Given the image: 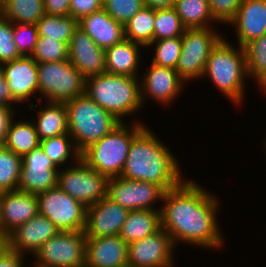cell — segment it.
Listing matches in <instances>:
<instances>
[{"instance_id":"40","label":"cell","mask_w":266,"mask_h":267,"mask_svg":"<svg viewBox=\"0 0 266 267\" xmlns=\"http://www.w3.org/2000/svg\"><path fill=\"white\" fill-rule=\"evenodd\" d=\"M22 57L13 39V23L0 16V66Z\"/></svg>"},{"instance_id":"3","label":"cell","mask_w":266,"mask_h":267,"mask_svg":"<svg viewBox=\"0 0 266 267\" xmlns=\"http://www.w3.org/2000/svg\"><path fill=\"white\" fill-rule=\"evenodd\" d=\"M236 46L223 37L211 50L201 80L209 78L216 89L237 107L245 102L249 77L244 49Z\"/></svg>"},{"instance_id":"21","label":"cell","mask_w":266,"mask_h":267,"mask_svg":"<svg viewBox=\"0 0 266 267\" xmlns=\"http://www.w3.org/2000/svg\"><path fill=\"white\" fill-rule=\"evenodd\" d=\"M1 209L0 229L8 236L39 214L38 197L18 189L4 192Z\"/></svg>"},{"instance_id":"50","label":"cell","mask_w":266,"mask_h":267,"mask_svg":"<svg viewBox=\"0 0 266 267\" xmlns=\"http://www.w3.org/2000/svg\"><path fill=\"white\" fill-rule=\"evenodd\" d=\"M3 194L4 192L0 191V218H1V211H2L1 207H2Z\"/></svg>"},{"instance_id":"42","label":"cell","mask_w":266,"mask_h":267,"mask_svg":"<svg viewBox=\"0 0 266 267\" xmlns=\"http://www.w3.org/2000/svg\"><path fill=\"white\" fill-rule=\"evenodd\" d=\"M103 8V0H71L70 15L77 21Z\"/></svg>"},{"instance_id":"11","label":"cell","mask_w":266,"mask_h":267,"mask_svg":"<svg viewBox=\"0 0 266 267\" xmlns=\"http://www.w3.org/2000/svg\"><path fill=\"white\" fill-rule=\"evenodd\" d=\"M39 214L49 218L59 231H83L86 209L59 186L37 194Z\"/></svg>"},{"instance_id":"5","label":"cell","mask_w":266,"mask_h":267,"mask_svg":"<svg viewBox=\"0 0 266 267\" xmlns=\"http://www.w3.org/2000/svg\"><path fill=\"white\" fill-rule=\"evenodd\" d=\"M69 135L82 153L109 134L121 121L91 100L85 93L65 102Z\"/></svg>"},{"instance_id":"52","label":"cell","mask_w":266,"mask_h":267,"mask_svg":"<svg viewBox=\"0 0 266 267\" xmlns=\"http://www.w3.org/2000/svg\"><path fill=\"white\" fill-rule=\"evenodd\" d=\"M263 145L265 146L264 149H265V152H266V137L264 139Z\"/></svg>"},{"instance_id":"34","label":"cell","mask_w":266,"mask_h":267,"mask_svg":"<svg viewBox=\"0 0 266 267\" xmlns=\"http://www.w3.org/2000/svg\"><path fill=\"white\" fill-rule=\"evenodd\" d=\"M22 167V157L0 146V191L17 190Z\"/></svg>"},{"instance_id":"9","label":"cell","mask_w":266,"mask_h":267,"mask_svg":"<svg viewBox=\"0 0 266 267\" xmlns=\"http://www.w3.org/2000/svg\"><path fill=\"white\" fill-rule=\"evenodd\" d=\"M108 177L89 167L81 158L58 172L57 186L89 207L107 197Z\"/></svg>"},{"instance_id":"27","label":"cell","mask_w":266,"mask_h":267,"mask_svg":"<svg viewBox=\"0 0 266 267\" xmlns=\"http://www.w3.org/2000/svg\"><path fill=\"white\" fill-rule=\"evenodd\" d=\"M17 116L16 114L9 124L3 146L22 157L38 148L40 139L33 121L29 119L17 121Z\"/></svg>"},{"instance_id":"20","label":"cell","mask_w":266,"mask_h":267,"mask_svg":"<svg viewBox=\"0 0 266 267\" xmlns=\"http://www.w3.org/2000/svg\"><path fill=\"white\" fill-rule=\"evenodd\" d=\"M86 238L85 267H128V244L119 235Z\"/></svg>"},{"instance_id":"36","label":"cell","mask_w":266,"mask_h":267,"mask_svg":"<svg viewBox=\"0 0 266 267\" xmlns=\"http://www.w3.org/2000/svg\"><path fill=\"white\" fill-rule=\"evenodd\" d=\"M153 46L154 54H152V57L154 58L151 60V63L157 66L176 69L182 50L181 37L153 40L148 45V48Z\"/></svg>"},{"instance_id":"51","label":"cell","mask_w":266,"mask_h":267,"mask_svg":"<svg viewBox=\"0 0 266 267\" xmlns=\"http://www.w3.org/2000/svg\"><path fill=\"white\" fill-rule=\"evenodd\" d=\"M3 7H4V0H0V16L2 15Z\"/></svg>"},{"instance_id":"46","label":"cell","mask_w":266,"mask_h":267,"mask_svg":"<svg viewBox=\"0 0 266 267\" xmlns=\"http://www.w3.org/2000/svg\"><path fill=\"white\" fill-rule=\"evenodd\" d=\"M0 104L1 105H5L8 107H11L12 109H14V105L17 104L18 107L19 104L13 99L7 81L5 79V75L3 72L2 67L0 66Z\"/></svg>"},{"instance_id":"24","label":"cell","mask_w":266,"mask_h":267,"mask_svg":"<svg viewBox=\"0 0 266 267\" xmlns=\"http://www.w3.org/2000/svg\"><path fill=\"white\" fill-rule=\"evenodd\" d=\"M143 45L123 39L105 50L106 73L140 77ZM140 66V67H139Z\"/></svg>"},{"instance_id":"31","label":"cell","mask_w":266,"mask_h":267,"mask_svg":"<svg viewBox=\"0 0 266 267\" xmlns=\"http://www.w3.org/2000/svg\"><path fill=\"white\" fill-rule=\"evenodd\" d=\"M44 15L43 0H4L2 16L13 24H37Z\"/></svg>"},{"instance_id":"18","label":"cell","mask_w":266,"mask_h":267,"mask_svg":"<svg viewBox=\"0 0 266 267\" xmlns=\"http://www.w3.org/2000/svg\"><path fill=\"white\" fill-rule=\"evenodd\" d=\"M129 212L109 198H103L86 209L85 236L97 238L119 235Z\"/></svg>"},{"instance_id":"33","label":"cell","mask_w":266,"mask_h":267,"mask_svg":"<svg viewBox=\"0 0 266 267\" xmlns=\"http://www.w3.org/2000/svg\"><path fill=\"white\" fill-rule=\"evenodd\" d=\"M249 79L259 84L266 77V34L243 46Z\"/></svg>"},{"instance_id":"38","label":"cell","mask_w":266,"mask_h":267,"mask_svg":"<svg viewBox=\"0 0 266 267\" xmlns=\"http://www.w3.org/2000/svg\"><path fill=\"white\" fill-rule=\"evenodd\" d=\"M38 28L36 24L14 23L13 39L22 56H31L38 41Z\"/></svg>"},{"instance_id":"1","label":"cell","mask_w":266,"mask_h":267,"mask_svg":"<svg viewBox=\"0 0 266 267\" xmlns=\"http://www.w3.org/2000/svg\"><path fill=\"white\" fill-rule=\"evenodd\" d=\"M219 203V198L210 190L186 178L179 186L165 192L161 228L169 233L176 247L183 243L221 249L226 240L217 221Z\"/></svg>"},{"instance_id":"25","label":"cell","mask_w":266,"mask_h":267,"mask_svg":"<svg viewBox=\"0 0 266 267\" xmlns=\"http://www.w3.org/2000/svg\"><path fill=\"white\" fill-rule=\"evenodd\" d=\"M44 108L37 109L38 103L30 102L28 110H36V117L33 121L38 137L41 140L69 134L68 118L65 102H47Z\"/></svg>"},{"instance_id":"44","label":"cell","mask_w":266,"mask_h":267,"mask_svg":"<svg viewBox=\"0 0 266 267\" xmlns=\"http://www.w3.org/2000/svg\"><path fill=\"white\" fill-rule=\"evenodd\" d=\"M15 111L16 108L12 109L0 104V146L4 144L9 124L17 114Z\"/></svg>"},{"instance_id":"2","label":"cell","mask_w":266,"mask_h":267,"mask_svg":"<svg viewBox=\"0 0 266 267\" xmlns=\"http://www.w3.org/2000/svg\"><path fill=\"white\" fill-rule=\"evenodd\" d=\"M156 133L145 126L132 140L120 177L162 186L166 191L179 186L184 178L176 155Z\"/></svg>"},{"instance_id":"4","label":"cell","mask_w":266,"mask_h":267,"mask_svg":"<svg viewBox=\"0 0 266 267\" xmlns=\"http://www.w3.org/2000/svg\"><path fill=\"white\" fill-rule=\"evenodd\" d=\"M85 94L121 122H128V116L134 117L143 109L139 77L109 73L91 76L86 79Z\"/></svg>"},{"instance_id":"23","label":"cell","mask_w":266,"mask_h":267,"mask_svg":"<svg viewBox=\"0 0 266 267\" xmlns=\"http://www.w3.org/2000/svg\"><path fill=\"white\" fill-rule=\"evenodd\" d=\"M79 27L104 50L125 39L124 25L112 18L103 8L79 20Z\"/></svg>"},{"instance_id":"32","label":"cell","mask_w":266,"mask_h":267,"mask_svg":"<svg viewBox=\"0 0 266 267\" xmlns=\"http://www.w3.org/2000/svg\"><path fill=\"white\" fill-rule=\"evenodd\" d=\"M40 37L48 39H57L69 45L71 37L79 26L73 16H56L45 14L36 24Z\"/></svg>"},{"instance_id":"15","label":"cell","mask_w":266,"mask_h":267,"mask_svg":"<svg viewBox=\"0 0 266 267\" xmlns=\"http://www.w3.org/2000/svg\"><path fill=\"white\" fill-rule=\"evenodd\" d=\"M59 168L39 146L22 156L18 190L39 194L57 186Z\"/></svg>"},{"instance_id":"47","label":"cell","mask_w":266,"mask_h":267,"mask_svg":"<svg viewBox=\"0 0 266 267\" xmlns=\"http://www.w3.org/2000/svg\"><path fill=\"white\" fill-rule=\"evenodd\" d=\"M143 2L146 7L157 10L172 8L175 0H143Z\"/></svg>"},{"instance_id":"10","label":"cell","mask_w":266,"mask_h":267,"mask_svg":"<svg viewBox=\"0 0 266 267\" xmlns=\"http://www.w3.org/2000/svg\"><path fill=\"white\" fill-rule=\"evenodd\" d=\"M86 236L83 231H59L35 253L33 267H85Z\"/></svg>"},{"instance_id":"43","label":"cell","mask_w":266,"mask_h":267,"mask_svg":"<svg viewBox=\"0 0 266 267\" xmlns=\"http://www.w3.org/2000/svg\"><path fill=\"white\" fill-rule=\"evenodd\" d=\"M70 1L71 0H43L45 14L56 16L70 15Z\"/></svg>"},{"instance_id":"14","label":"cell","mask_w":266,"mask_h":267,"mask_svg":"<svg viewBox=\"0 0 266 267\" xmlns=\"http://www.w3.org/2000/svg\"><path fill=\"white\" fill-rule=\"evenodd\" d=\"M149 65L144 76L139 77L143 107L149 97L156 103L162 104V107L172 105L175 99L180 97L182 90H186L183 89L186 83L175 69L157 66L153 63Z\"/></svg>"},{"instance_id":"29","label":"cell","mask_w":266,"mask_h":267,"mask_svg":"<svg viewBox=\"0 0 266 267\" xmlns=\"http://www.w3.org/2000/svg\"><path fill=\"white\" fill-rule=\"evenodd\" d=\"M40 147L59 169L65 167L64 165L67 163L68 166L69 163L74 164L81 158V153L77 150L73 138L69 134L41 140Z\"/></svg>"},{"instance_id":"45","label":"cell","mask_w":266,"mask_h":267,"mask_svg":"<svg viewBox=\"0 0 266 267\" xmlns=\"http://www.w3.org/2000/svg\"><path fill=\"white\" fill-rule=\"evenodd\" d=\"M25 258L26 256L20 255L8 248L0 255V267H26Z\"/></svg>"},{"instance_id":"22","label":"cell","mask_w":266,"mask_h":267,"mask_svg":"<svg viewBox=\"0 0 266 267\" xmlns=\"http://www.w3.org/2000/svg\"><path fill=\"white\" fill-rule=\"evenodd\" d=\"M235 29L237 45L266 34V0H242L235 17L228 23Z\"/></svg>"},{"instance_id":"37","label":"cell","mask_w":266,"mask_h":267,"mask_svg":"<svg viewBox=\"0 0 266 267\" xmlns=\"http://www.w3.org/2000/svg\"><path fill=\"white\" fill-rule=\"evenodd\" d=\"M68 52L67 43L39 36L31 57L37 63L59 62L68 60Z\"/></svg>"},{"instance_id":"30","label":"cell","mask_w":266,"mask_h":267,"mask_svg":"<svg viewBox=\"0 0 266 267\" xmlns=\"http://www.w3.org/2000/svg\"><path fill=\"white\" fill-rule=\"evenodd\" d=\"M155 10L144 6L124 24V36L129 41L148 47L153 41Z\"/></svg>"},{"instance_id":"48","label":"cell","mask_w":266,"mask_h":267,"mask_svg":"<svg viewBox=\"0 0 266 267\" xmlns=\"http://www.w3.org/2000/svg\"><path fill=\"white\" fill-rule=\"evenodd\" d=\"M8 249V236L0 229V255Z\"/></svg>"},{"instance_id":"13","label":"cell","mask_w":266,"mask_h":267,"mask_svg":"<svg viewBox=\"0 0 266 267\" xmlns=\"http://www.w3.org/2000/svg\"><path fill=\"white\" fill-rule=\"evenodd\" d=\"M176 246L169 233L155 234L128 244V267H174Z\"/></svg>"},{"instance_id":"49","label":"cell","mask_w":266,"mask_h":267,"mask_svg":"<svg viewBox=\"0 0 266 267\" xmlns=\"http://www.w3.org/2000/svg\"><path fill=\"white\" fill-rule=\"evenodd\" d=\"M256 87H259L262 91H266V77Z\"/></svg>"},{"instance_id":"19","label":"cell","mask_w":266,"mask_h":267,"mask_svg":"<svg viewBox=\"0 0 266 267\" xmlns=\"http://www.w3.org/2000/svg\"><path fill=\"white\" fill-rule=\"evenodd\" d=\"M58 232V228L49 218L38 214L8 235V248L23 256H34Z\"/></svg>"},{"instance_id":"8","label":"cell","mask_w":266,"mask_h":267,"mask_svg":"<svg viewBox=\"0 0 266 267\" xmlns=\"http://www.w3.org/2000/svg\"><path fill=\"white\" fill-rule=\"evenodd\" d=\"M214 28H186L181 36L182 50L175 70L185 83L202 78L211 50L224 37Z\"/></svg>"},{"instance_id":"39","label":"cell","mask_w":266,"mask_h":267,"mask_svg":"<svg viewBox=\"0 0 266 267\" xmlns=\"http://www.w3.org/2000/svg\"><path fill=\"white\" fill-rule=\"evenodd\" d=\"M144 6L143 0H103V9L123 25Z\"/></svg>"},{"instance_id":"41","label":"cell","mask_w":266,"mask_h":267,"mask_svg":"<svg viewBox=\"0 0 266 267\" xmlns=\"http://www.w3.org/2000/svg\"><path fill=\"white\" fill-rule=\"evenodd\" d=\"M242 0H208L214 19L227 25L237 14Z\"/></svg>"},{"instance_id":"35","label":"cell","mask_w":266,"mask_h":267,"mask_svg":"<svg viewBox=\"0 0 266 267\" xmlns=\"http://www.w3.org/2000/svg\"><path fill=\"white\" fill-rule=\"evenodd\" d=\"M185 30L186 27L173 7L155 10L153 40L181 37Z\"/></svg>"},{"instance_id":"26","label":"cell","mask_w":266,"mask_h":267,"mask_svg":"<svg viewBox=\"0 0 266 267\" xmlns=\"http://www.w3.org/2000/svg\"><path fill=\"white\" fill-rule=\"evenodd\" d=\"M161 229V210L130 211L119 236L127 243L141 240Z\"/></svg>"},{"instance_id":"12","label":"cell","mask_w":266,"mask_h":267,"mask_svg":"<svg viewBox=\"0 0 266 267\" xmlns=\"http://www.w3.org/2000/svg\"><path fill=\"white\" fill-rule=\"evenodd\" d=\"M166 190L157 184L141 180H128L111 177L107 182V198L120 204L129 211L161 210ZM161 202V207L155 208L154 203Z\"/></svg>"},{"instance_id":"28","label":"cell","mask_w":266,"mask_h":267,"mask_svg":"<svg viewBox=\"0 0 266 267\" xmlns=\"http://www.w3.org/2000/svg\"><path fill=\"white\" fill-rule=\"evenodd\" d=\"M173 8L186 28H212L214 19L208 0H175Z\"/></svg>"},{"instance_id":"16","label":"cell","mask_w":266,"mask_h":267,"mask_svg":"<svg viewBox=\"0 0 266 267\" xmlns=\"http://www.w3.org/2000/svg\"><path fill=\"white\" fill-rule=\"evenodd\" d=\"M13 99L20 105L38 101L37 62L31 56H22L1 65ZM29 101V102H28Z\"/></svg>"},{"instance_id":"17","label":"cell","mask_w":266,"mask_h":267,"mask_svg":"<svg viewBox=\"0 0 266 267\" xmlns=\"http://www.w3.org/2000/svg\"><path fill=\"white\" fill-rule=\"evenodd\" d=\"M68 51V60L85 79L106 73L105 50L79 26L71 37Z\"/></svg>"},{"instance_id":"7","label":"cell","mask_w":266,"mask_h":267,"mask_svg":"<svg viewBox=\"0 0 266 267\" xmlns=\"http://www.w3.org/2000/svg\"><path fill=\"white\" fill-rule=\"evenodd\" d=\"M37 71L39 103L66 102L85 93L86 79L69 60L37 63Z\"/></svg>"},{"instance_id":"6","label":"cell","mask_w":266,"mask_h":267,"mask_svg":"<svg viewBox=\"0 0 266 267\" xmlns=\"http://www.w3.org/2000/svg\"><path fill=\"white\" fill-rule=\"evenodd\" d=\"M136 120L131 124L121 122L109 134L85 149L81 159L108 178L120 176L133 138L148 124L138 118Z\"/></svg>"}]
</instances>
